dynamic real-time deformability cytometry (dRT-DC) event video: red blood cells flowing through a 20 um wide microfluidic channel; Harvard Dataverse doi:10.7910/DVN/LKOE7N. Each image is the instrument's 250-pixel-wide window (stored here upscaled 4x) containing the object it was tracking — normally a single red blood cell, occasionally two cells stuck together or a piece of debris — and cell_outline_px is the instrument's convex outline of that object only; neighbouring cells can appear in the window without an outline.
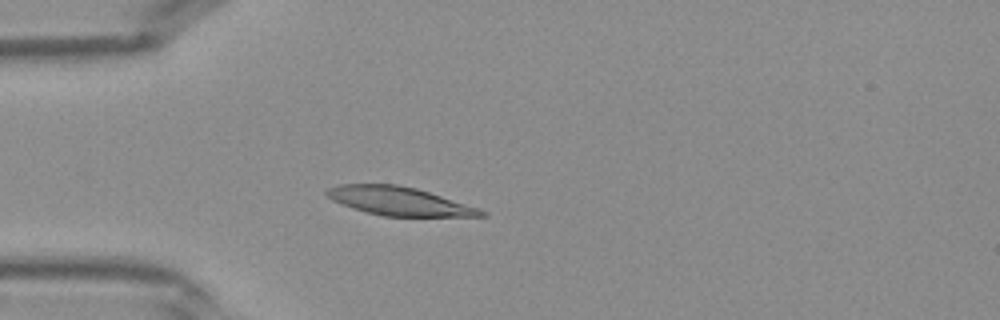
{"species": "Egyptian fruit bat (a non-hibernating species)", "species_latin": "Rousettus aegyptiacus", "temperature_condition": "warm", "stored_images_in_passage": 37, "camera_frame_rate_fps": 3000, "um_per_image_px": 0.085, "frame": {"image": 1, "passage_image": 7, "time_ms": 2.0, "image_size_px": [1000, 320], "cell_outline_px": [[488, 212], [484, 216], [384, 216], [352, 208], [332, 200], [324, 192], [328, 188], [340, 184], [396, 184], [416, 188]], "centroid_in_image_um": [33.86, 17.09], "position_along_channel_um": 51.1, "area_um2": 25.09}}
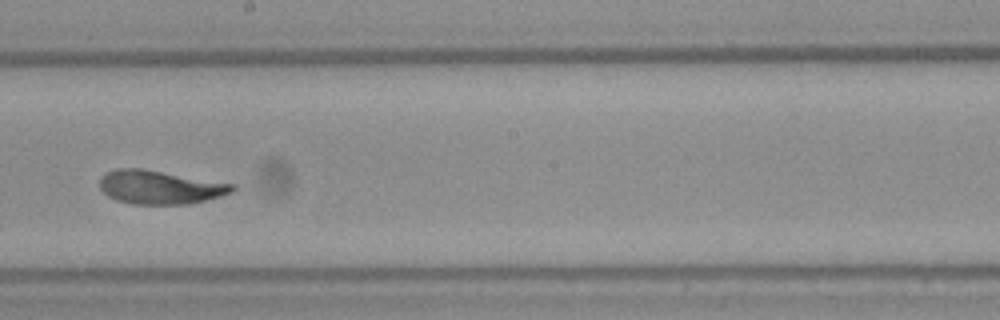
{"frame": {"image": 2, "passage_image": 19, "time_ms": 6.0, "image_size_px": [1000, 320], "cell_outline_px": [[236, 188], [232, 192], [220, 196], [188, 204], [132, 204], [116, 200], [108, 196], [100, 188], [100, 176], [116, 168], [144, 168], [236, 184]], "centroid_in_image_um": [13.6, 15.9], "position_along_channel_um": 234.6, "area_um2": 26.13}}
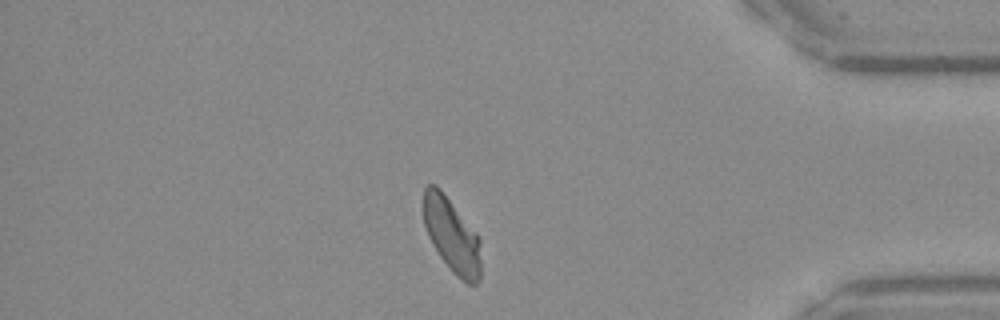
{"frame": {"image": 3, "passage_image": 31, "time_ms": 10.0, "image_size_px": [1000, 320], "cell_outline_px": [[480, 280], [476, 284], [468, 284], [460, 280], [452, 272], [440, 256], [432, 244], [428, 236], [424, 224], [424, 188], [428, 184], [436, 184], [440, 188], [480, 236]], "centroid_in_image_um": [38.42, 20.01], "position_along_channel_um": 396.8, "area_um2": 25.09}}